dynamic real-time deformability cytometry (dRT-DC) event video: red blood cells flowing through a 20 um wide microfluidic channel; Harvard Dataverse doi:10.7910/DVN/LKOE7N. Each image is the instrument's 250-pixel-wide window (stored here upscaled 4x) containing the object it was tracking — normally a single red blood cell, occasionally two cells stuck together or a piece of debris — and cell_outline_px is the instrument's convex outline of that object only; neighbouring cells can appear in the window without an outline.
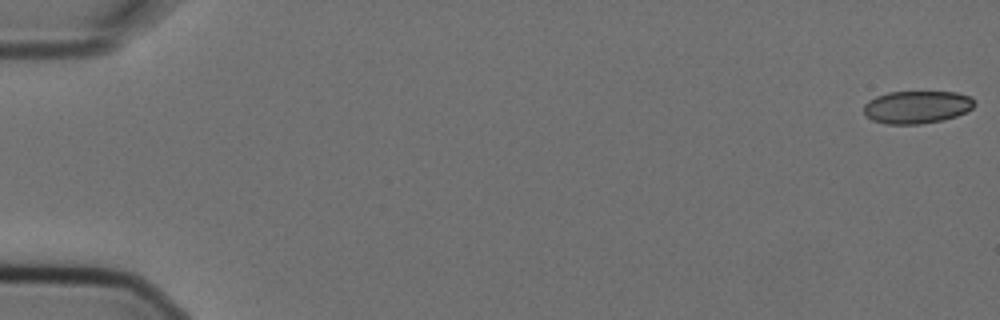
{"species": "Egyptian fruit bat (a non-hibernating species)", "species_latin": "Rousettus aegyptiacus", "temperature_condition": "cold", "stored_images_in_passage": 6, "segment_of_instrument_passage": [1, 2], "camera_frame_rate_fps": 3000, "um_per_image_px": 0.085, "animal": {"sex": "female"}, "frame": {"image": 1, "passage_image": 1, "time_ms": 0.0, "image_size_px": [1000, 320], "cell_outline_px": [[976, 104], [972, 108], [956, 116], [944, 120], [920, 124], [884, 124], [872, 120], [864, 112], [864, 104], [868, 100], [876, 96], [888, 92], [956, 92], [972, 96], [976, 100]], "centroid_in_image_um": [77.96, 9.1], "position_along_channel_um": 7.0, "area_um2": 21.27}}
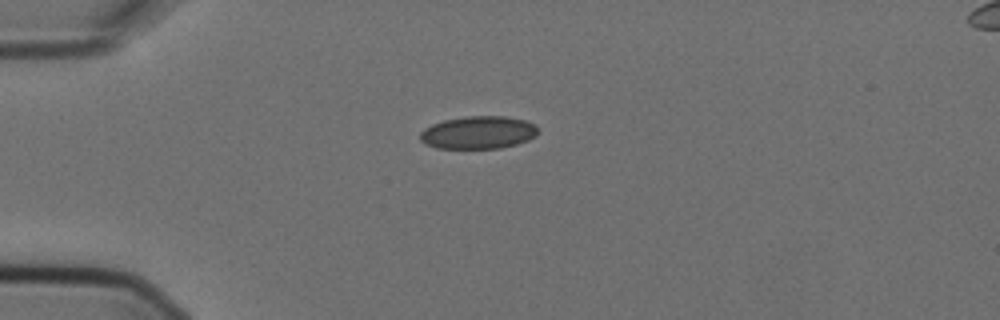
{"frame": {"image": 2, "passage_image": 5, "time_ms": 1.333, "image_size_px": [1000, 320], "cell_outline_px": [[536, 136], [528, 140], [516, 144], [500, 148], [436, 148], [424, 144], [420, 140], [420, 132], [424, 128], [432, 124], [444, 120], [468, 116], [504, 116], [524, 120], [536, 124]], "centroid_in_image_um": [40.63, 11.26], "position_along_channel_um": 44.4, "area_um2": 22.48}}